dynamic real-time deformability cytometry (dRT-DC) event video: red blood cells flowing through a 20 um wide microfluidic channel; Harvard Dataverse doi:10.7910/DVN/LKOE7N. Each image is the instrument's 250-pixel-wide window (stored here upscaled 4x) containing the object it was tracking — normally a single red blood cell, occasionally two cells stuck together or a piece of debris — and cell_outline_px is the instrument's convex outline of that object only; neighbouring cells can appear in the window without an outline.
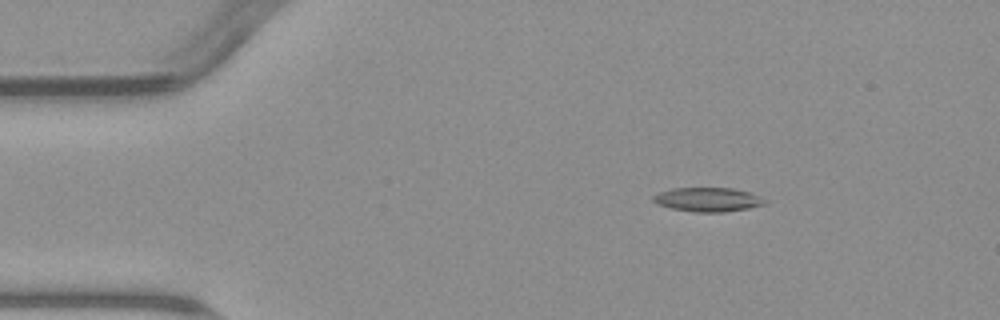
{"species": "common noctule bat (a hibernating species)", "species_latin": "Nyctalus noctula", "temperature_condition": "warm", "stored_images_in_passage": 5, "camera_frame_rate_fps": 3000, "um_per_image_px": 0.085, "animal": {"sex": "male", "body_mass_g": 23.1, "forearm_length_mm": 52.7}, "frame": {"image": 1, "passage_image": 3, "time_ms": 2.333, "image_size_px": [1000, 320], "cell_outline_px": [[768, 200], [764, 204], [748, 208], [724, 212], [692, 212], [672, 208], [656, 204], [652, 200], [652, 196], [660, 192], [672, 188], [732, 188], [752, 192]], "centroid_in_image_um": [60.18, 16.96], "position_along_channel_um": 24.8, "area_um2": 15.78}}